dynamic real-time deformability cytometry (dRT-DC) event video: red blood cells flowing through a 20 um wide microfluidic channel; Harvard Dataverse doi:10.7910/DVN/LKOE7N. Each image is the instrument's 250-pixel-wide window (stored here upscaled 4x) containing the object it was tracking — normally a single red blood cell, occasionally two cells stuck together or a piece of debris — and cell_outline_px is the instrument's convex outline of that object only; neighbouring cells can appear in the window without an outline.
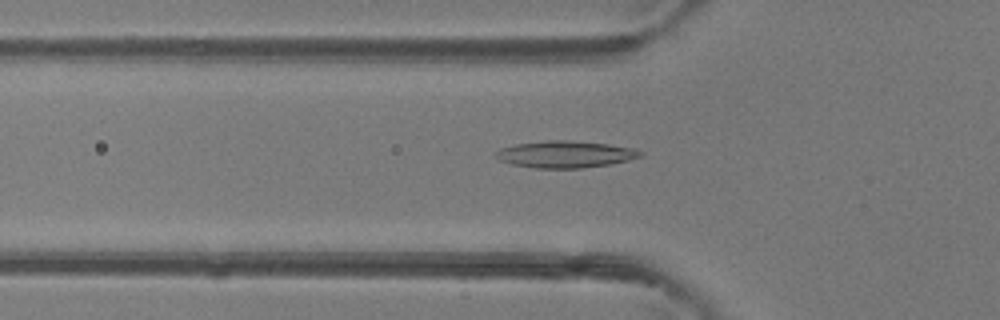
{"species": "common noctule bat (a hibernating species)", "species_latin": "Nyctalus noctula", "temperature_condition": "room temperature", "stored_images_in_passage": 47, "camera_frame_rate_fps": 3000, "um_per_image_px": 0.085, "animal": {"sex": "female"}, "frame": {"image": 1, "passage_image": 16, "time_ms": 5.0, "image_size_px": [1000, 320], "cell_outline_px": [[644, 156], [628, 160], [608, 164], [580, 168], [536, 168], [512, 164], [500, 160], [496, 156], [496, 152], [500, 148], [516, 144], [548, 140], [568, 140], [608, 144], [636, 148], [644, 152]], "centroid_in_image_um": [48.09, 13.11], "position_along_channel_um": 77.7, "area_um2": 22.54}}
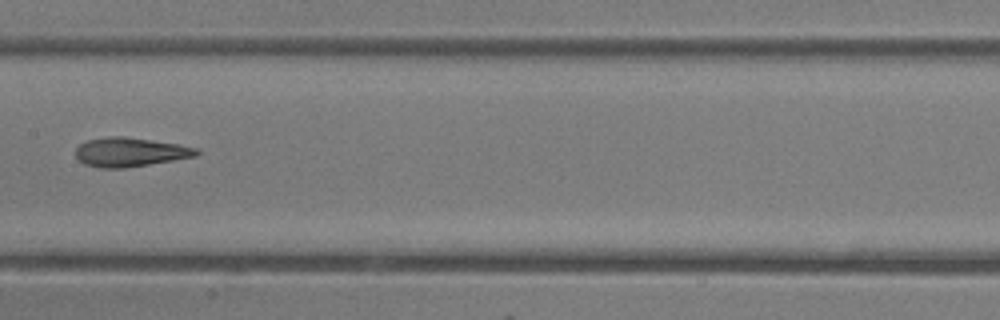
{"frame": {"image": 2, "passage_image": 24, "time_ms": 7.667, "image_size_px": [1000, 320], "cell_outline_px": [[200, 152], [196, 156], [124, 168], [100, 168], [84, 164], [76, 156], [76, 148], [80, 144], [88, 140], [108, 136], [124, 136], [176, 144], [196, 148]], "centroid_in_image_um": [11.02, 12.93], "position_along_channel_um": 196.4, "area_um2": 20.17}}
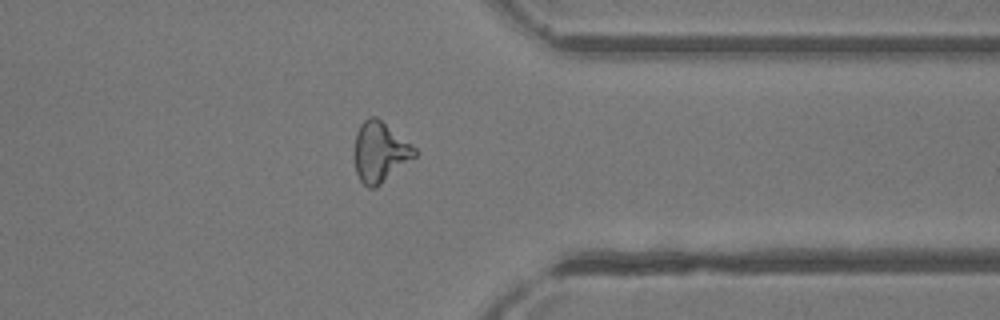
{"frame": {"image": 3, "passage_image": 37, "time_ms": 12.0, "image_size_px": [1000, 320], "cell_outline_px": [[416, 156], [376, 188], [368, 188], [360, 180], [356, 172], [352, 152], [356, 132], [360, 124], [368, 116], [376, 116], [416, 148]], "centroid_in_image_um": [32.25, 12.92], "position_along_channel_um": 379.2, "area_um2": 21.39}, "authors_computed_cell_mechanics": {"area_um2": 21.3282, "velocity_mm_per_s": 4.4015, "shape_relaxation_time_tau1_ms": 6.1995, "shape_relaxation_time_tau2_ms": 3.0933, "deformation_change_tau1": 0.1896, "deformation_change_tau2": 0.1311}}